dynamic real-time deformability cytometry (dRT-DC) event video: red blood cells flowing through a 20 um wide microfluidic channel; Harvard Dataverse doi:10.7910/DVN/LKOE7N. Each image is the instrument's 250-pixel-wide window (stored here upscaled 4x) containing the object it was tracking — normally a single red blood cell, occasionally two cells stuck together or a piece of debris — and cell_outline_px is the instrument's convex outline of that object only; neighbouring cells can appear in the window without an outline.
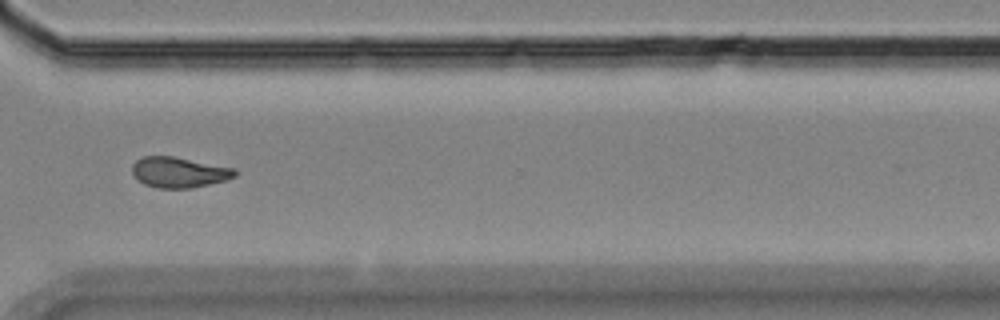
{"species": "Egyptian fruit bat (a non-hibernating species)", "species_latin": "Rousettus aegyptiacus", "temperature_condition": "room temperature", "stored_images_in_passage": 36, "camera_frame_rate_fps": 3000, "um_per_image_px": 0.085, "animal": {"sex": "female"}, "frame": {"image": 1, "passage_image": 26, "time_ms": 8.333, "image_size_px": [1000, 320], "cell_outline_px": [[236, 176], [228, 180], [192, 188], [156, 188], [144, 184], [136, 180], [132, 172], [132, 164], [136, 160], [144, 156], [172, 156], [236, 168]], "centroid_in_image_um": [15.21, 14.65], "position_along_channel_um": 355.4, "area_um2": 18.5}}